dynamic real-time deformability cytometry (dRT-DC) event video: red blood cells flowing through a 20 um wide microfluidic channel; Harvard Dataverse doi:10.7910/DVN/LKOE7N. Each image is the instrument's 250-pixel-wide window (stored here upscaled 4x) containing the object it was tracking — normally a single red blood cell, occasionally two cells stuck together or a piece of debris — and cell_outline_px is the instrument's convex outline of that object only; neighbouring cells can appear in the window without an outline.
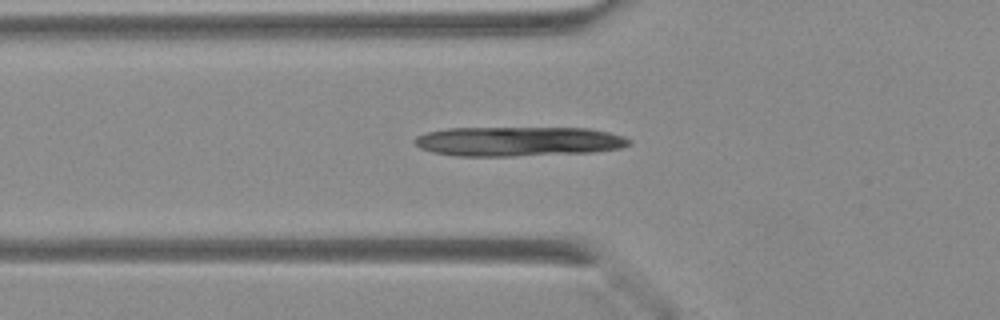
{"species": "Egyptian fruit bat (a non-hibernating species)", "species_latin": "Rousettus aegyptiacus", "temperature_condition": "warm", "stored_images_in_passage": 6, "camera_frame_rate_fps": 3000, "um_per_image_px": 0.085, "animal": {"sex": "female"}, "frame": {"image": 1, "passage_image": 5, "time_ms": 1.333, "image_size_px": [1000, 320], "cell_outline_px": [[632, 144], [620, 148], [592, 152], [516, 156], [456, 156], [432, 152], [420, 148], [416, 144], [416, 136], [428, 132], [448, 128], [588, 128], [608, 132], [624, 136], [632, 140]], "centroid_in_image_um": [44.09, 12.02], "position_along_channel_um": 81.7, "area_um2": 36.99}}